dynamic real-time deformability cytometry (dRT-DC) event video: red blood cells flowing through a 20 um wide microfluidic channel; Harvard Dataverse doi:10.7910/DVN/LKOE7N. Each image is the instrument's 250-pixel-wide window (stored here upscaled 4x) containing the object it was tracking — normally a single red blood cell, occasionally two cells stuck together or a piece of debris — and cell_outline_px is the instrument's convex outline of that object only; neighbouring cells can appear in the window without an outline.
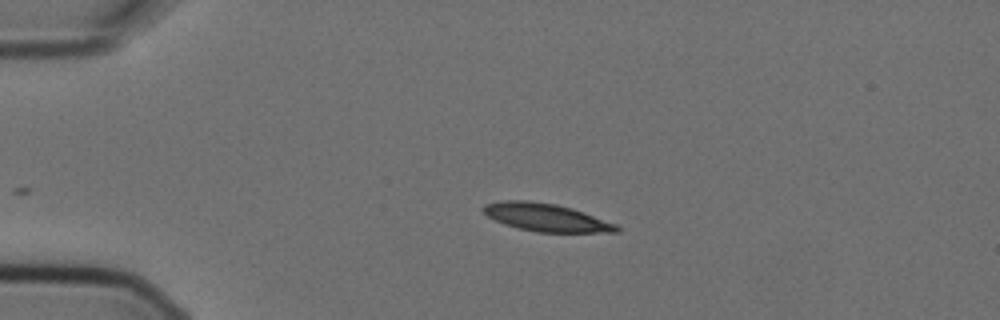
{"species": "Egyptian fruit bat (a non-hibernating species)", "species_latin": "Rousettus aegyptiacus", "temperature_condition": "cold", "stored_images_in_passage": 2, "camera_frame_rate_fps": 3000, "um_per_image_px": 0.085, "animal": {"sex": "female"}, "frame": {"image": 1, "passage_image": 1, "time_ms": 0.0, "image_size_px": [1000, 320], "cell_outline_px": [[620, 232], [536, 232], [504, 224], [488, 216], [480, 208], [484, 204], [504, 200], [528, 200], [556, 204], [572, 208], [616, 224], [620, 228]], "centroid_in_image_um": [46.4, 18.47], "position_along_channel_um": 38.6, "area_um2": 21.5}}